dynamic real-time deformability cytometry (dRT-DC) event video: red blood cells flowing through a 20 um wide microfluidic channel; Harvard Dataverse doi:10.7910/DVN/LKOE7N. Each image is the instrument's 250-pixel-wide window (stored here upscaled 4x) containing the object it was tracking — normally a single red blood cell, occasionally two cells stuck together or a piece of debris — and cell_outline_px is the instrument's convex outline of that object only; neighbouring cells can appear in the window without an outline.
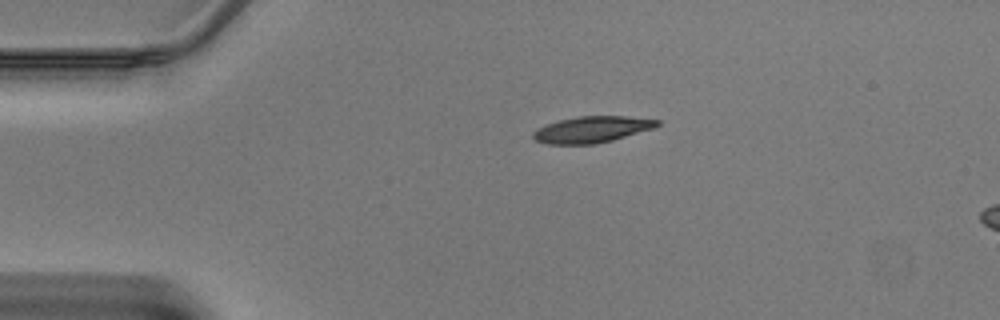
{"species": "Egyptian fruit bat (a non-hibernating species)", "species_latin": "Rousettus aegyptiacus", "temperature_condition": "warm", "stored_images_in_passage": 5, "camera_frame_rate_fps": 3000, "um_per_image_px": 0.085, "animal": {"sex": "male"}, "frame": {"image": 1, "passage_image": 1, "time_ms": 0.0, "image_size_px": [1000, 320], "cell_outline_px": [[660, 124], [656, 128], [612, 140], [596, 144], [548, 144], [536, 140], [532, 136], [532, 132], [548, 124], [560, 120], [580, 116], [624, 116], [660, 120]], "centroid_in_image_um": [50.36, 11.01], "position_along_channel_um": 34.6, "area_um2": 18.9}}